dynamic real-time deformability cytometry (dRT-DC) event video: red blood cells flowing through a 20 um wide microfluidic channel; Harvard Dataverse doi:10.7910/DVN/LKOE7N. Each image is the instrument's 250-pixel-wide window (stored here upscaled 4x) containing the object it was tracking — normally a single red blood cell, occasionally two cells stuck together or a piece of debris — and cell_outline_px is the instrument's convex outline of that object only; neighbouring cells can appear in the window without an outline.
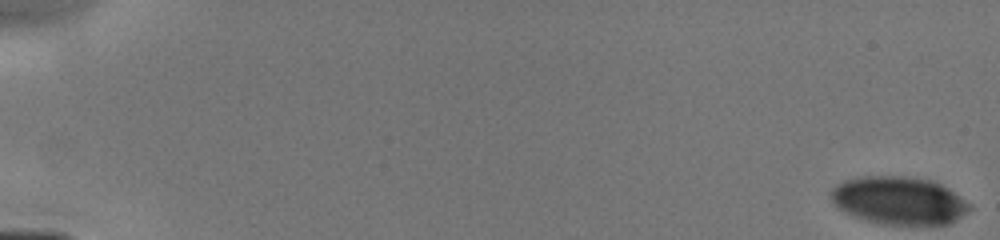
{"species": "human", "species_latin": "Homo sapiens", "temperature_condition": "cold", "stored_images_in_passage": 21, "camera_frame_rate_fps": 3000, "um_per_image_px": 0.085, "donor": {"sex": "male"}, "frame": {"image": 1, "passage_image": 1, "time_ms": 0.0, "image_size_px": [1000, 240], "cell_outline_px": [[972, 208], [968, 212], [956, 220], [948, 224], [884, 224], [868, 220], [856, 216], [840, 208], [832, 200], [832, 188], [836, 184], [844, 180], [860, 176], [904, 176], [932, 180], [948, 188], [972, 204]], "centroid_in_image_um": [76.46, 17.03], "position_along_channel_um": 8.5, "area_um2": 38.38}}
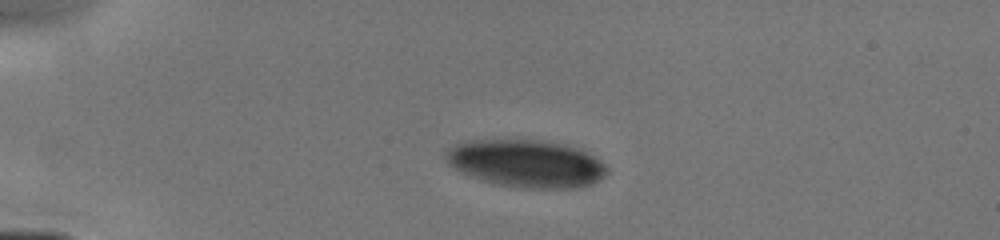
{"frame": {"image": 2, "passage_image": 13, "time_ms": 4.0, "image_size_px": [1000, 240], "cell_outline_px": [[608, 172], [600, 180], [592, 184], [580, 188], [532, 188], [500, 184], [480, 180], [468, 176], [452, 168], [444, 160], [444, 156], [448, 148], [464, 140], [540, 140], [564, 144], [580, 148], [596, 156], [608, 168]], "centroid_in_image_um": [44.73, 13.89], "position_along_channel_um": 40.3, "area_um2": 45.08}}
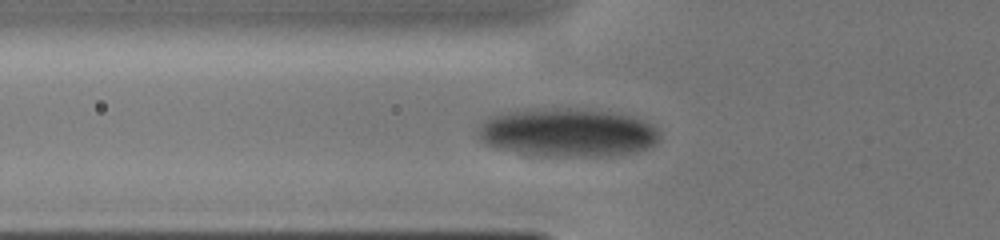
{"frame": {"image": 3, "passage_image": 19, "time_ms": 6.0, "image_size_px": [1000, 240], "cell_outline_px": [[660, 136], [656, 144], [648, 148], [636, 152], [612, 156], [544, 156], [492, 148], [484, 144], [480, 140], [476, 132], [480, 124], [484, 120], [492, 116], [504, 112], [524, 108], [572, 108], [612, 112], [636, 116], [660, 128]], "centroid_in_image_um": [48.25, 11.26], "position_along_channel_um": 77.5, "area_um2": 52.42}}